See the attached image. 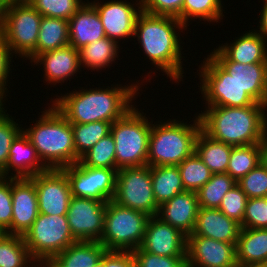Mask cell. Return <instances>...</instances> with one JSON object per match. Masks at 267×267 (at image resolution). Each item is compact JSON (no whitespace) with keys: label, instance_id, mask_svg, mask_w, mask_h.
I'll list each match as a JSON object with an SVG mask.
<instances>
[{"label":"cell","instance_id":"obj_31","mask_svg":"<svg viewBox=\"0 0 267 267\" xmlns=\"http://www.w3.org/2000/svg\"><path fill=\"white\" fill-rule=\"evenodd\" d=\"M118 44L108 37L89 43L79 49L80 64L82 67H88L91 71L94 69H106L107 66H111L116 58H118L117 54L120 48Z\"/></svg>","mask_w":267,"mask_h":267},{"label":"cell","instance_id":"obj_55","mask_svg":"<svg viewBox=\"0 0 267 267\" xmlns=\"http://www.w3.org/2000/svg\"><path fill=\"white\" fill-rule=\"evenodd\" d=\"M261 267H267V260Z\"/></svg>","mask_w":267,"mask_h":267},{"label":"cell","instance_id":"obj_48","mask_svg":"<svg viewBox=\"0 0 267 267\" xmlns=\"http://www.w3.org/2000/svg\"><path fill=\"white\" fill-rule=\"evenodd\" d=\"M108 267H136L131 251H108Z\"/></svg>","mask_w":267,"mask_h":267},{"label":"cell","instance_id":"obj_30","mask_svg":"<svg viewBox=\"0 0 267 267\" xmlns=\"http://www.w3.org/2000/svg\"><path fill=\"white\" fill-rule=\"evenodd\" d=\"M151 181L158 206L185 191L178 166L151 167Z\"/></svg>","mask_w":267,"mask_h":267},{"label":"cell","instance_id":"obj_6","mask_svg":"<svg viewBox=\"0 0 267 267\" xmlns=\"http://www.w3.org/2000/svg\"><path fill=\"white\" fill-rule=\"evenodd\" d=\"M138 110L133 106L111 125L110 133L115 143L117 170L147 165L152 123Z\"/></svg>","mask_w":267,"mask_h":267},{"label":"cell","instance_id":"obj_15","mask_svg":"<svg viewBox=\"0 0 267 267\" xmlns=\"http://www.w3.org/2000/svg\"><path fill=\"white\" fill-rule=\"evenodd\" d=\"M97 1H93L91 4L99 14L106 37L116 43H119L120 39L133 38L136 20L142 12L141 1L137 0L136 5L134 2L132 4L124 0H112L105 3Z\"/></svg>","mask_w":267,"mask_h":267},{"label":"cell","instance_id":"obj_5","mask_svg":"<svg viewBox=\"0 0 267 267\" xmlns=\"http://www.w3.org/2000/svg\"><path fill=\"white\" fill-rule=\"evenodd\" d=\"M195 117L193 124L176 119L152 124L148 166H177L195 152V140L201 130L199 115Z\"/></svg>","mask_w":267,"mask_h":267},{"label":"cell","instance_id":"obj_10","mask_svg":"<svg viewBox=\"0 0 267 267\" xmlns=\"http://www.w3.org/2000/svg\"><path fill=\"white\" fill-rule=\"evenodd\" d=\"M198 70L203 99L212 106L244 107L256 101L210 55Z\"/></svg>","mask_w":267,"mask_h":267},{"label":"cell","instance_id":"obj_25","mask_svg":"<svg viewBox=\"0 0 267 267\" xmlns=\"http://www.w3.org/2000/svg\"><path fill=\"white\" fill-rule=\"evenodd\" d=\"M267 40L256 30H249L229 45H219V49L234 62L241 64L267 63ZM223 45V46H222Z\"/></svg>","mask_w":267,"mask_h":267},{"label":"cell","instance_id":"obj_28","mask_svg":"<svg viewBox=\"0 0 267 267\" xmlns=\"http://www.w3.org/2000/svg\"><path fill=\"white\" fill-rule=\"evenodd\" d=\"M233 145L209 137L202 129L195 140V153L213 174L226 173Z\"/></svg>","mask_w":267,"mask_h":267},{"label":"cell","instance_id":"obj_9","mask_svg":"<svg viewBox=\"0 0 267 267\" xmlns=\"http://www.w3.org/2000/svg\"><path fill=\"white\" fill-rule=\"evenodd\" d=\"M41 18L28 0H6L0 37L13 55L25 59L36 49Z\"/></svg>","mask_w":267,"mask_h":267},{"label":"cell","instance_id":"obj_32","mask_svg":"<svg viewBox=\"0 0 267 267\" xmlns=\"http://www.w3.org/2000/svg\"><path fill=\"white\" fill-rule=\"evenodd\" d=\"M0 267L40 266L31 257L22 236L4 233L0 237Z\"/></svg>","mask_w":267,"mask_h":267},{"label":"cell","instance_id":"obj_44","mask_svg":"<svg viewBox=\"0 0 267 267\" xmlns=\"http://www.w3.org/2000/svg\"><path fill=\"white\" fill-rule=\"evenodd\" d=\"M136 267H187L186 256H159L138 249L131 251Z\"/></svg>","mask_w":267,"mask_h":267},{"label":"cell","instance_id":"obj_29","mask_svg":"<svg viewBox=\"0 0 267 267\" xmlns=\"http://www.w3.org/2000/svg\"><path fill=\"white\" fill-rule=\"evenodd\" d=\"M69 45L68 20L54 17L41 18L36 49L26 58L33 60L37 55Z\"/></svg>","mask_w":267,"mask_h":267},{"label":"cell","instance_id":"obj_1","mask_svg":"<svg viewBox=\"0 0 267 267\" xmlns=\"http://www.w3.org/2000/svg\"><path fill=\"white\" fill-rule=\"evenodd\" d=\"M140 84L112 85L110 88L79 89L58 96L54 107L71 123L106 121L114 123L133 107ZM133 99V100H132Z\"/></svg>","mask_w":267,"mask_h":267},{"label":"cell","instance_id":"obj_18","mask_svg":"<svg viewBox=\"0 0 267 267\" xmlns=\"http://www.w3.org/2000/svg\"><path fill=\"white\" fill-rule=\"evenodd\" d=\"M12 222L6 234L23 236L39 214L38 196L29 177L11 176Z\"/></svg>","mask_w":267,"mask_h":267},{"label":"cell","instance_id":"obj_39","mask_svg":"<svg viewBox=\"0 0 267 267\" xmlns=\"http://www.w3.org/2000/svg\"><path fill=\"white\" fill-rule=\"evenodd\" d=\"M43 16L69 20L84 4L82 0H28Z\"/></svg>","mask_w":267,"mask_h":267},{"label":"cell","instance_id":"obj_3","mask_svg":"<svg viewBox=\"0 0 267 267\" xmlns=\"http://www.w3.org/2000/svg\"><path fill=\"white\" fill-rule=\"evenodd\" d=\"M267 105L212 106L199 114L201 129L211 138L233 146L259 144L267 133Z\"/></svg>","mask_w":267,"mask_h":267},{"label":"cell","instance_id":"obj_7","mask_svg":"<svg viewBox=\"0 0 267 267\" xmlns=\"http://www.w3.org/2000/svg\"><path fill=\"white\" fill-rule=\"evenodd\" d=\"M149 215L118 205L106 203L104 231L99 242L107 251H132L143 241Z\"/></svg>","mask_w":267,"mask_h":267},{"label":"cell","instance_id":"obj_27","mask_svg":"<svg viewBox=\"0 0 267 267\" xmlns=\"http://www.w3.org/2000/svg\"><path fill=\"white\" fill-rule=\"evenodd\" d=\"M236 260L241 267H261L267 260V228H241L236 244Z\"/></svg>","mask_w":267,"mask_h":267},{"label":"cell","instance_id":"obj_40","mask_svg":"<svg viewBox=\"0 0 267 267\" xmlns=\"http://www.w3.org/2000/svg\"><path fill=\"white\" fill-rule=\"evenodd\" d=\"M5 107L0 111V176L6 177V166L9 150L13 140L23 130L12 116L6 113ZM10 116V117H9Z\"/></svg>","mask_w":267,"mask_h":267},{"label":"cell","instance_id":"obj_14","mask_svg":"<svg viewBox=\"0 0 267 267\" xmlns=\"http://www.w3.org/2000/svg\"><path fill=\"white\" fill-rule=\"evenodd\" d=\"M29 178L35 184L39 213L67 215L72 195L69 180L62 169H47Z\"/></svg>","mask_w":267,"mask_h":267},{"label":"cell","instance_id":"obj_46","mask_svg":"<svg viewBox=\"0 0 267 267\" xmlns=\"http://www.w3.org/2000/svg\"><path fill=\"white\" fill-rule=\"evenodd\" d=\"M11 176H0V229L6 232L12 222Z\"/></svg>","mask_w":267,"mask_h":267},{"label":"cell","instance_id":"obj_51","mask_svg":"<svg viewBox=\"0 0 267 267\" xmlns=\"http://www.w3.org/2000/svg\"><path fill=\"white\" fill-rule=\"evenodd\" d=\"M5 3H6V0H0V36H1L2 30H3V18H4Z\"/></svg>","mask_w":267,"mask_h":267},{"label":"cell","instance_id":"obj_19","mask_svg":"<svg viewBox=\"0 0 267 267\" xmlns=\"http://www.w3.org/2000/svg\"><path fill=\"white\" fill-rule=\"evenodd\" d=\"M187 236L180 230L151 216L146 224L140 248L159 256H186Z\"/></svg>","mask_w":267,"mask_h":267},{"label":"cell","instance_id":"obj_20","mask_svg":"<svg viewBox=\"0 0 267 267\" xmlns=\"http://www.w3.org/2000/svg\"><path fill=\"white\" fill-rule=\"evenodd\" d=\"M199 208L196 192L185 190L161 204L156 216L189 236L194 230Z\"/></svg>","mask_w":267,"mask_h":267},{"label":"cell","instance_id":"obj_47","mask_svg":"<svg viewBox=\"0 0 267 267\" xmlns=\"http://www.w3.org/2000/svg\"><path fill=\"white\" fill-rule=\"evenodd\" d=\"M10 56L13 58V54L10 48L7 46L5 41L0 37V99L3 102L5 101L3 99L7 96L6 93H8L7 83L9 80L7 79L9 77L10 70H12L10 68L11 66L10 64L12 62Z\"/></svg>","mask_w":267,"mask_h":267},{"label":"cell","instance_id":"obj_53","mask_svg":"<svg viewBox=\"0 0 267 267\" xmlns=\"http://www.w3.org/2000/svg\"><path fill=\"white\" fill-rule=\"evenodd\" d=\"M4 104L3 101L0 99V111L4 108ZM3 106V107H2Z\"/></svg>","mask_w":267,"mask_h":267},{"label":"cell","instance_id":"obj_34","mask_svg":"<svg viewBox=\"0 0 267 267\" xmlns=\"http://www.w3.org/2000/svg\"><path fill=\"white\" fill-rule=\"evenodd\" d=\"M260 162L259 144L233 146L226 173L238 182Z\"/></svg>","mask_w":267,"mask_h":267},{"label":"cell","instance_id":"obj_54","mask_svg":"<svg viewBox=\"0 0 267 267\" xmlns=\"http://www.w3.org/2000/svg\"><path fill=\"white\" fill-rule=\"evenodd\" d=\"M5 232L0 229V237L4 234Z\"/></svg>","mask_w":267,"mask_h":267},{"label":"cell","instance_id":"obj_50","mask_svg":"<svg viewBox=\"0 0 267 267\" xmlns=\"http://www.w3.org/2000/svg\"><path fill=\"white\" fill-rule=\"evenodd\" d=\"M261 164L267 169V133L259 143Z\"/></svg>","mask_w":267,"mask_h":267},{"label":"cell","instance_id":"obj_4","mask_svg":"<svg viewBox=\"0 0 267 267\" xmlns=\"http://www.w3.org/2000/svg\"><path fill=\"white\" fill-rule=\"evenodd\" d=\"M50 106L42 111L31 128L22 129L44 166L47 169H62L75 164L80 158L75 152L71 123L53 104Z\"/></svg>","mask_w":267,"mask_h":267},{"label":"cell","instance_id":"obj_13","mask_svg":"<svg viewBox=\"0 0 267 267\" xmlns=\"http://www.w3.org/2000/svg\"><path fill=\"white\" fill-rule=\"evenodd\" d=\"M106 203L95 199L72 197L67 219L77 241H99L104 231Z\"/></svg>","mask_w":267,"mask_h":267},{"label":"cell","instance_id":"obj_8","mask_svg":"<svg viewBox=\"0 0 267 267\" xmlns=\"http://www.w3.org/2000/svg\"><path fill=\"white\" fill-rule=\"evenodd\" d=\"M22 237L31 257L39 266L46 265L56 254L77 241L71 233L67 215L43 213L38 214Z\"/></svg>","mask_w":267,"mask_h":267},{"label":"cell","instance_id":"obj_37","mask_svg":"<svg viewBox=\"0 0 267 267\" xmlns=\"http://www.w3.org/2000/svg\"><path fill=\"white\" fill-rule=\"evenodd\" d=\"M221 0H184L182 7V23L187 27L188 21L197 18L204 21L218 22L223 18Z\"/></svg>","mask_w":267,"mask_h":267},{"label":"cell","instance_id":"obj_43","mask_svg":"<svg viewBox=\"0 0 267 267\" xmlns=\"http://www.w3.org/2000/svg\"><path fill=\"white\" fill-rule=\"evenodd\" d=\"M247 200V195L236 184L224 195L218 209L229 218L234 219L241 224L243 222Z\"/></svg>","mask_w":267,"mask_h":267},{"label":"cell","instance_id":"obj_11","mask_svg":"<svg viewBox=\"0 0 267 267\" xmlns=\"http://www.w3.org/2000/svg\"><path fill=\"white\" fill-rule=\"evenodd\" d=\"M113 201L150 217L156 216L159 206L155 202L153 193L151 167L145 165L118 169Z\"/></svg>","mask_w":267,"mask_h":267},{"label":"cell","instance_id":"obj_26","mask_svg":"<svg viewBox=\"0 0 267 267\" xmlns=\"http://www.w3.org/2000/svg\"><path fill=\"white\" fill-rule=\"evenodd\" d=\"M106 248L99 241H76L56 254L45 267H96Z\"/></svg>","mask_w":267,"mask_h":267},{"label":"cell","instance_id":"obj_17","mask_svg":"<svg viewBox=\"0 0 267 267\" xmlns=\"http://www.w3.org/2000/svg\"><path fill=\"white\" fill-rule=\"evenodd\" d=\"M213 51L210 56L243 90L257 103L267 105V63L241 64L231 61L219 48Z\"/></svg>","mask_w":267,"mask_h":267},{"label":"cell","instance_id":"obj_52","mask_svg":"<svg viewBox=\"0 0 267 267\" xmlns=\"http://www.w3.org/2000/svg\"><path fill=\"white\" fill-rule=\"evenodd\" d=\"M96 267H108V251L105 252L100 263Z\"/></svg>","mask_w":267,"mask_h":267},{"label":"cell","instance_id":"obj_21","mask_svg":"<svg viewBox=\"0 0 267 267\" xmlns=\"http://www.w3.org/2000/svg\"><path fill=\"white\" fill-rule=\"evenodd\" d=\"M30 62H34L36 66L37 64H43L46 82L48 81L49 84L52 83L54 85L71 79V77L74 76L76 72H80L82 68L79 50H76L70 44L41 53Z\"/></svg>","mask_w":267,"mask_h":267},{"label":"cell","instance_id":"obj_12","mask_svg":"<svg viewBox=\"0 0 267 267\" xmlns=\"http://www.w3.org/2000/svg\"><path fill=\"white\" fill-rule=\"evenodd\" d=\"M62 170L69 180L72 197L89 198L102 202L113 200L116 191L117 169L88 167L78 161Z\"/></svg>","mask_w":267,"mask_h":267},{"label":"cell","instance_id":"obj_24","mask_svg":"<svg viewBox=\"0 0 267 267\" xmlns=\"http://www.w3.org/2000/svg\"><path fill=\"white\" fill-rule=\"evenodd\" d=\"M46 170L47 167L41 162L29 137L22 130L11 144L6 177H10V174L16 178L31 177ZM11 171L16 174L10 173Z\"/></svg>","mask_w":267,"mask_h":267},{"label":"cell","instance_id":"obj_45","mask_svg":"<svg viewBox=\"0 0 267 267\" xmlns=\"http://www.w3.org/2000/svg\"><path fill=\"white\" fill-rule=\"evenodd\" d=\"M184 0H142V11L161 16L178 18L182 22Z\"/></svg>","mask_w":267,"mask_h":267},{"label":"cell","instance_id":"obj_49","mask_svg":"<svg viewBox=\"0 0 267 267\" xmlns=\"http://www.w3.org/2000/svg\"><path fill=\"white\" fill-rule=\"evenodd\" d=\"M259 27L257 30L258 33H260L266 40H267V3H263L262 10L259 14Z\"/></svg>","mask_w":267,"mask_h":267},{"label":"cell","instance_id":"obj_36","mask_svg":"<svg viewBox=\"0 0 267 267\" xmlns=\"http://www.w3.org/2000/svg\"><path fill=\"white\" fill-rule=\"evenodd\" d=\"M177 166L186 191L197 192L213 175L195 152Z\"/></svg>","mask_w":267,"mask_h":267},{"label":"cell","instance_id":"obj_42","mask_svg":"<svg viewBox=\"0 0 267 267\" xmlns=\"http://www.w3.org/2000/svg\"><path fill=\"white\" fill-rule=\"evenodd\" d=\"M241 228H267V197L247 200Z\"/></svg>","mask_w":267,"mask_h":267},{"label":"cell","instance_id":"obj_16","mask_svg":"<svg viewBox=\"0 0 267 267\" xmlns=\"http://www.w3.org/2000/svg\"><path fill=\"white\" fill-rule=\"evenodd\" d=\"M187 267H238L236 245L204 236H187Z\"/></svg>","mask_w":267,"mask_h":267},{"label":"cell","instance_id":"obj_23","mask_svg":"<svg viewBox=\"0 0 267 267\" xmlns=\"http://www.w3.org/2000/svg\"><path fill=\"white\" fill-rule=\"evenodd\" d=\"M68 23L69 44L76 50L106 37L99 14L89 0L77 10Z\"/></svg>","mask_w":267,"mask_h":267},{"label":"cell","instance_id":"obj_38","mask_svg":"<svg viewBox=\"0 0 267 267\" xmlns=\"http://www.w3.org/2000/svg\"><path fill=\"white\" fill-rule=\"evenodd\" d=\"M115 143L110 134L83 154L79 162L88 167L116 169Z\"/></svg>","mask_w":267,"mask_h":267},{"label":"cell","instance_id":"obj_41","mask_svg":"<svg viewBox=\"0 0 267 267\" xmlns=\"http://www.w3.org/2000/svg\"><path fill=\"white\" fill-rule=\"evenodd\" d=\"M237 185L244 191L248 199L267 197V169L259 164L241 178Z\"/></svg>","mask_w":267,"mask_h":267},{"label":"cell","instance_id":"obj_35","mask_svg":"<svg viewBox=\"0 0 267 267\" xmlns=\"http://www.w3.org/2000/svg\"><path fill=\"white\" fill-rule=\"evenodd\" d=\"M236 184L237 182L227 173L213 174L211 179L196 192L199 207L219 208L224 195Z\"/></svg>","mask_w":267,"mask_h":267},{"label":"cell","instance_id":"obj_2","mask_svg":"<svg viewBox=\"0 0 267 267\" xmlns=\"http://www.w3.org/2000/svg\"><path fill=\"white\" fill-rule=\"evenodd\" d=\"M186 28L178 18L142 11L136 20L134 30V37H138L137 41L147 58L152 61V65L177 83L181 81L184 73L181 61L183 46L180 45L182 42L177 30L180 32Z\"/></svg>","mask_w":267,"mask_h":267},{"label":"cell","instance_id":"obj_33","mask_svg":"<svg viewBox=\"0 0 267 267\" xmlns=\"http://www.w3.org/2000/svg\"><path fill=\"white\" fill-rule=\"evenodd\" d=\"M112 123L106 121L91 122L86 124H71L74 135V148L80 158L103 137L110 134Z\"/></svg>","mask_w":267,"mask_h":267},{"label":"cell","instance_id":"obj_22","mask_svg":"<svg viewBox=\"0 0 267 267\" xmlns=\"http://www.w3.org/2000/svg\"><path fill=\"white\" fill-rule=\"evenodd\" d=\"M240 230V223L226 216L218 208L200 207L194 230L189 236H204L236 245Z\"/></svg>","mask_w":267,"mask_h":267}]
</instances>
